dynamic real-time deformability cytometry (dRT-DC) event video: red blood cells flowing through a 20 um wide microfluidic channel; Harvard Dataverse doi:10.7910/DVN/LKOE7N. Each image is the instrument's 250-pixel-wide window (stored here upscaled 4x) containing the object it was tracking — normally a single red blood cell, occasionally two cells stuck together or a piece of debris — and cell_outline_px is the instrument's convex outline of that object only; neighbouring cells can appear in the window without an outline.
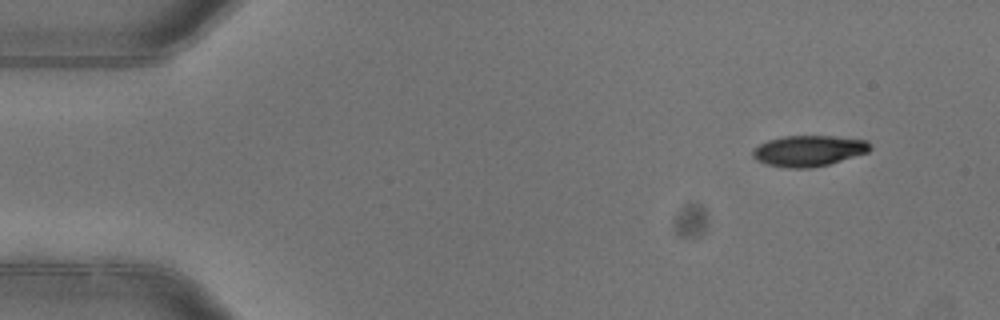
{"species": "common noctule bat (a hibernating species)", "species_latin": "Nyctalus noctula", "temperature_condition": "warm", "stored_images_in_passage": 4, "camera_frame_rate_fps": 3000, "um_per_image_px": 0.085, "animal": {"sex": "female"}, "frame": {"image": 1, "passage_image": 1, "time_ms": 0.0, "image_size_px": [1000, 320], "cell_outline_px": [[872, 148], [868, 152], [828, 164], [812, 168], [788, 168], [764, 164], [756, 160], [752, 156], [752, 148], [768, 140], [784, 136], [832, 136], [868, 140]], "centroid_in_image_um": [68.71, 12.82], "position_along_channel_um": 16.3, "area_um2": 21.21}}
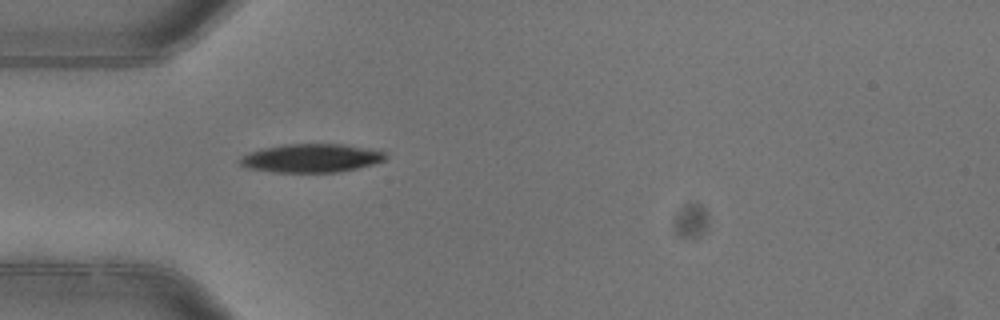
{"frame": {"image": 2, "passage_image": 4, "time_ms": 1.0, "image_size_px": [1000, 320], "cell_outline_px": [[388, 156], [384, 160], [372, 164], [340, 172], [272, 172], [244, 168], [240, 164], [240, 156], [248, 152], [260, 148], [284, 144], [344, 144], [384, 152]], "centroid_in_image_um": [26.38, 13.44], "position_along_channel_um": 58.6, "area_um2": 24.28}}